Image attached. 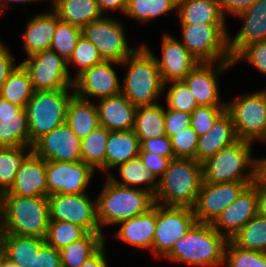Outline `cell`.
<instances>
[{
	"label": "cell",
	"instance_id": "1",
	"mask_svg": "<svg viewBox=\"0 0 266 267\" xmlns=\"http://www.w3.org/2000/svg\"><path fill=\"white\" fill-rule=\"evenodd\" d=\"M0 234L45 239L49 227L48 198L42 196L3 195Z\"/></svg>",
	"mask_w": 266,
	"mask_h": 267
},
{
	"label": "cell",
	"instance_id": "2",
	"mask_svg": "<svg viewBox=\"0 0 266 267\" xmlns=\"http://www.w3.org/2000/svg\"><path fill=\"white\" fill-rule=\"evenodd\" d=\"M227 241L211 223L196 221L166 257L198 267L222 266Z\"/></svg>",
	"mask_w": 266,
	"mask_h": 267
},
{
	"label": "cell",
	"instance_id": "3",
	"mask_svg": "<svg viewBox=\"0 0 266 267\" xmlns=\"http://www.w3.org/2000/svg\"><path fill=\"white\" fill-rule=\"evenodd\" d=\"M203 183L202 163L191 158H175L159 179L155 203L165 206L193 207Z\"/></svg>",
	"mask_w": 266,
	"mask_h": 267
},
{
	"label": "cell",
	"instance_id": "4",
	"mask_svg": "<svg viewBox=\"0 0 266 267\" xmlns=\"http://www.w3.org/2000/svg\"><path fill=\"white\" fill-rule=\"evenodd\" d=\"M120 64H129L121 93L136 107L157 104L165 88L154 54L145 43Z\"/></svg>",
	"mask_w": 266,
	"mask_h": 267
},
{
	"label": "cell",
	"instance_id": "5",
	"mask_svg": "<svg viewBox=\"0 0 266 267\" xmlns=\"http://www.w3.org/2000/svg\"><path fill=\"white\" fill-rule=\"evenodd\" d=\"M100 225L118 224L147 212L155 204L154 195L143 188H131L113 182L109 177L97 198Z\"/></svg>",
	"mask_w": 266,
	"mask_h": 267
},
{
	"label": "cell",
	"instance_id": "6",
	"mask_svg": "<svg viewBox=\"0 0 266 267\" xmlns=\"http://www.w3.org/2000/svg\"><path fill=\"white\" fill-rule=\"evenodd\" d=\"M252 144L239 139L207 158L202 162L203 182H254L255 159L251 157ZM249 168L251 171L243 174Z\"/></svg>",
	"mask_w": 266,
	"mask_h": 267
},
{
	"label": "cell",
	"instance_id": "7",
	"mask_svg": "<svg viewBox=\"0 0 266 267\" xmlns=\"http://www.w3.org/2000/svg\"><path fill=\"white\" fill-rule=\"evenodd\" d=\"M69 88L34 91L25 110L29 126V146L41 136L51 132L66 121L67 107L74 96Z\"/></svg>",
	"mask_w": 266,
	"mask_h": 267
},
{
	"label": "cell",
	"instance_id": "8",
	"mask_svg": "<svg viewBox=\"0 0 266 267\" xmlns=\"http://www.w3.org/2000/svg\"><path fill=\"white\" fill-rule=\"evenodd\" d=\"M182 44L199 62L232 61L225 24H181Z\"/></svg>",
	"mask_w": 266,
	"mask_h": 267
},
{
	"label": "cell",
	"instance_id": "9",
	"mask_svg": "<svg viewBox=\"0 0 266 267\" xmlns=\"http://www.w3.org/2000/svg\"><path fill=\"white\" fill-rule=\"evenodd\" d=\"M196 221L191 207L156 204V228L152 247L155 257H166Z\"/></svg>",
	"mask_w": 266,
	"mask_h": 267
},
{
	"label": "cell",
	"instance_id": "10",
	"mask_svg": "<svg viewBox=\"0 0 266 267\" xmlns=\"http://www.w3.org/2000/svg\"><path fill=\"white\" fill-rule=\"evenodd\" d=\"M30 76L34 91H50L72 88L74 78L70 76L67 61L56 52L44 50L21 62Z\"/></svg>",
	"mask_w": 266,
	"mask_h": 267
},
{
	"label": "cell",
	"instance_id": "11",
	"mask_svg": "<svg viewBox=\"0 0 266 267\" xmlns=\"http://www.w3.org/2000/svg\"><path fill=\"white\" fill-rule=\"evenodd\" d=\"M238 139L253 142L262 135L266 118V90L244 95L226 103Z\"/></svg>",
	"mask_w": 266,
	"mask_h": 267
},
{
	"label": "cell",
	"instance_id": "12",
	"mask_svg": "<svg viewBox=\"0 0 266 267\" xmlns=\"http://www.w3.org/2000/svg\"><path fill=\"white\" fill-rule=\"evenodd\" d=\"M47 198L50 220L70 222L87 232H102L97 217V201L93 203L87 193H57Z\"/></svg>",
	"mask_w": 266,
	"mask_h": 267
},
{
	"label": "cell",
	"instance_id": "13",
	"mask_svg": "<svg viewBox=\"0 0 266 267\" xmlns=\"http://www.w3.org/2000/svg\"><path fill=\"white\" fill-rule=\"evenodd\" d=\"M122 27L117 20L102 17L85 25L81 34L96 46L103 60L121 63L136 50L128 46Z\"/></svg>",
	"mask_w": 266,
	"mask_h": 267
},
{
	"label": "cell",
	"instance_id": "14",
	"mask_svg": "<svg viewBox=\"0 0 266 267\" xmlns=\"http://www.w3.org/2000/svg\"><path fill=\"white\" fill-rule=\"evenodd\" d=\"M253 182L206 183L199 190L192 207L198 222L212 223L239 194Z\"/></svg>",
	"mask_w": 266,
	"mask_h": 267
},
{
	"label": "cell",
	"instance_id": "15",
	"mask_svg": "<svg viewBox=\"0 0 266 267\" xmlns=\"http://www.w3.org/2000/svg\"><path fill=\"white\" fill-rule=\"evenodd\" d=\"M32 153L45 161L81 160V139L67 123L59 125L32 144Z\"/></svg>",
	"mask_w": 266,
	"mask_h": 267
},
{
	"label": "cell",
	"instance_id": "16",
	"mask_svg": "<svg viewBox=\"0 0 266 267\" xmlns=\"http://www.w3.org/2000/svg\"><path fill=\"white\" fill-rule=\"evenodd\" d=\"M94 170L83 161H46L47 187L51 194H82Z\"/></svg>",
	"mask_w": 266,
	"mask_h": 267
},
{
	"label": "cell",
	"instance_id": "17",
	"mask_svg": "<svg viewBox=\"0 0 266 267\" xmlns=\"http://www.w3.org/2000/svg\"><path fill=\"white\" fill-rule=\"evenodd\" d=\"M111 63L119 62L103 60L74 78V95L88 100V96L107 98L121 93V86Z\"/></svg>",
	"mask_w": 266,
	"mask_h": 267
},
{
	"label": "cell",
	"instance_id": "18",
	"mask_svg": "<svg viewBox=\"0 0 266 267\" xmlns=\"http://www.w3.org/2000/svg\"><path fill=\"white\" fill-rule=\"evenodd\" d=\"M212 62H199L183 79L199 106H226L219 99L218 78L231 67L232 61H220L214 70Z\"/></svg>",
	"mask_w": 266,
	"mask_h": 267
},
{
	"label": "cell",
	"instance_id": "19",
	"mask_svg": "<svg viewBox=\"0 0 266 267\" xmlns=\"http://www.w3.org/2000/svg\"><path fill=\"white\" fill-rule=\"evenodd\" d=\"M258 214L256 188L251 184L228 205L211 225L230 240L248 221ZM219 228L225 229V233Z\"/></svg>",
	"mask_w": 266,
	"mask_h": 267
},
{
	"label": "cell",
	"instance_id": "20",
	"mask_svg": "<svg viewBox=\"0 0 266 267\" xmlns=\"http://www.w3.org/2000/svg\"><path fill=\"white\" fill-rule=\"evenodd\" d=\"M154 57L164 83V88H167V83L183 80L199 63L182 42L174 39L171 35L163 37L162 59L158 60L156 56Z\"/></svg>",
	"mask_w": 266,
	"mask_h": 267
},
{
	"label": "cell",
	"instance_id": "21",
	"mask_svg": "<svg viewBox=\"0 0 266 267\" xmlns=\"http://www.w3.org/2000/svg\"><path fill=\"white\" fill-rule=\"evenodd\" d=\"M236 16L244 19V25L233 39L228 36V50L232 59L244 47L266 40V0H257Z\"/></svg>",
	"mask_w": 266,
	"mask_h": 267
},
{
	"label": "cell",
	"instance_id": "22",
	"mask_svg": "<svg viewBox=\"0 0 266 267\" xmlns=\"http://www.w3.org/2000/svg\"><path fill=\"white\" fill-rule=\"evenodd\" d=\"M3 195L48 197L46 161L31 153L17 171L13 185Z\"/></svg>",
	"mask_w": 266,
	"mask_h": 267
},
{
	"label": "cell",
	"instance_id": "23",
	"mask_svg": "<svg viewBox=\"0 0 266 267\" xmlns=\"http://www.w3.org/2000/svg\"><path fill=\"white\" fill-rule=\"evenodd\" d=\"M19 146H29L26 110L0 97V147Z\"/></svg>",
	"mask_w": 266,
	"mask_h": 267
},
{
	"label": "cell",
	"instance_id": "24",
	"mask_svg": "<svg viewBox=\"0 0 266 267\" xmlns=\"http://www.w3.org/2000/svg\"><path fill=\"white\" fill-rule=\"evenodd\" d=\"M100 125L109 131L134 129L135 112L133 105L122 93L100 99L96 104Z\"/></svg>",
	"mask_w": 266,
	"mask_h": 267
},
{
	"label": "cell",
	"instance_id": "25",
	"mask_svg": "<svg viewBox=\"0 0 266 267\" xmlns=\"http://www.w3.org/2000/svg\"><path fill=\"white\" fill-rule=\"evenodd\" d=\"M238 140L231 116L225 110L214 122L212 128L199 137L196 161L202 163Z\"/></svg>",
	"mask_w": 266,
	"mask_h": 267
},
{
	"label": "cell",
	"instance_id": "26",
	"mask_svg": "<svg viewBox=\"0 0 266 267\" xmlns=\"http://www.w3.org/2000/svg\"><path fill=\"white\" fill-rule=\"evenodd\" d=\"M116 237L139 248L152 249L156 228V203L147 212L119 222Z\"/></svg>",
	"mask_w": 266,
	"mask_h": 267
},
{
	"label": "cell",
	"instance_id": "27",
	"mask_svg": "<svg viewBox=\"0 0 266 267\" xmlns=\"http://www.w3.org/2000/svg\"><path fill=\"white\" fill-rule=\"evenodd\" d=\"M59 22L60 19L53 10L36 15L28 22L23 34L24 49L28 57L50 49Z\"/></svg>",
	"mask_w": 266,
	"mask_h": 267
},
{
	"label": "cell",
	"instance_id": "28",
	"mask_svg": "<svg viewBox=\"0 0 266 267\" xmlns=\"http://www.w3.org/2000/svg\"><path fill=\"white\" fill-rule=\"evenodd\" d=\"M52 9L60 21L81 29L104 15L97 0H57Z\"/></svg>",
	"mask_w": 266,
	"mask_h": 267
},
{
	"label": "cell",
	"instance_id": "29",
	"mask_svg": "<svg viewBox=\"0 0 266 267\" xmlns=\"http://www.w3.org/2000/svg\"><path fill=\"white\" fill-rule=\"evenodd\" d=\"M180 24H225L218 0H177Z\"/></svg>",
	"mask_w": 266,
	"mask_h": 267
},
{
	"label": "cell",
	"instance_id": "30",
	"mask_svg": "<svg viewBox=\"0 0 266 267\" xmlns=\"http://www.w3.org/2000/svg\"><path fill=\"white\" fill-rule=\"evenodd\" d=\"M140 140L133 130L110 131L106 148V171L139 156Z\"/></svg>",
	"mask_w": 266,
	"mask_h": 267
},
{
	"label": "cell",
	"instance_id": "31",
	"mask_svg": "<svg viewBox=\"0 0 266 267\" xmlns=\"http://www.w3.org/2000/svg\"><path fill=\"white\" fill-rule=\"evenodd\" d=\"M5 257L20 267H33L35 255L38 254L45 239L40 237L0 234Z\"/></svg>",
	"mask_w": 266,
	"mask_h": 267
},
{
	"label": "cell",
	"instance_id": "32",
	"mask_svg": "<svg viewBox=\"0 0 266 267\" xmlns=\"http://www.w3.org/2000/svg\"><path fill=\"white\" fill-rule=\"evenodd\" d=\"M79 139L87 137L100 126L96 104L73 96L68 104L66 121Z\"/></svg>",
	"mask_w": 266,
	"mask_h": 267
},
{
	"label": "cell",
	"instance_id": "33",
	"mask_svg": "<svg viewBox=\"0 0 266 267\" xmlns=\"http://www.w3.org/2000/svg\"><path fill=\"white\" fill-rule=\"evenodd\" d=\"M165 108L159 103L138 106L135 112L134 133L139 139L167 136L164 122Z\"/></svg>",
	"mask_w": 266,
	"mask_h": 267
},
{
	"label": "cell",
	"instance_id": "34",
	"mask_svg": "<svg viewBox=\"0 0 266 267\" xmlns=\"http://www.w3.org/2000/svg\"><path fill=\"white\" fill-rule=\"evenodd\" d=\"M104 239L102 232H88L81 239L62 248V267H80L105 244Z\"/></svg>",
	"mask_w": 266,
	"mask_h": 267
},
{
	"label": "cell",
	"instance_id": "35",
	"mask_svg": "<svg viewBox=\"0 0 266 267\" xmlns=\"http://www.w3.org/2000/svg\"><path fill=\"white\" fill-rule=\"evenodd\" d=\"M33 92L34 89L29 73L20 63L14 68L0 88V97L7 102L25 108Z\"/></svg>",
	"mask_w": 266,
	"mask_h": 267
},
{
	"label": "cell",
	"instance_id": "36",
	"mask_svg": "<svg viewBox=\"0 0 266 267\" xmlns=\"http://www.w3.org/2000/svg\"><path fill=\"white\" fill-rule=\"evenodd\" d=\"M110 131L100 125L87 137L81 139V161L95 168L106 171V148Z\"/></svg>",
	"mask_w": 266,
	"mask_h": 267
},
{
	"label": "cell",
	"instance_id": "37",
	"mask_svg": "<svg viewBox=\"0 0 266 267\" xmlns=\"http://www.w3.org/2000/svg\"><path fill=\"white\" fill-rule=\"evenodd\" d=\"M118 166L120 172L119 174L123 182L116 180L113 175L108 174V177L113 182L131 188H135L136 185H140L142 183L145 185L147 184V186L144 187L145 190L151 192L153 195L155 194L158 188L159 179H156L155 175L148 170L139 156Z\"/></svg>",
	"mask_w": 266,
	"mask_h": 267
},
{
	"label": "cell",
	"instance_id": "38",
	"mask_svg": "<svg viewBox=\"0 0 266 267\" xmlns=\"http://www.w3.org/2000/svg\"><path fill=\"white\" fill-rule=\"evenodd\" d=\"M230 241L240 248L266 253V216H254Z\"/></svg>",
	"mask_w": 266,
	"mask_h": 267
},
{
	"label": "cell",
	"instance_id": "39",
	"mask_svg": "<svg viewBox=\"0 0 266 267\" xmlns=\"http://www.w3.org/2000/svg\"><path fill=\"white\" fill-rule=\"evenodd\" d=\"M31 153V146L0 147V190L3 193L13 185L17 171Z\"/></svg>",
	"mask_w": 266,
	"mask_h": 267
},
{
	"label": "cell",
	"instance_id": "40",
	"mask_svg": "<svg viewBox=\"0 0 266 267\" xmlns=\"http://www.w3.org/2000/svg\"><path fill=\"white\" fill-rule=\"evenodd\" d=\"M177 8V0H127L125 15L148 22Z\"/></svg>",
	"mask_w": 266,
	"mask_h": 267
},
{
	"label": "cell",
	"instance_id": "41",
	"mask_svg": "<svg viewBox=\"0 0 266 267\" xmlns=\"http://www.w3.org/2000/svg\"><path fill=\"white\" fill-rule=\"evenodd\" d=\"M87 233L79 225L65 221L50 220L45 242L60 251L62 248L81 239Z\"/></svg>",
	"mask_w": 266,
	"mask_h": 267
},
{
	"label": "cell",
	"instance_id": "42",
	"mask_svg": "<svg viewBox=\"0 0 266 267\" xmlns=\"http://www.w3.org/2000/svg\"><path fill=\"white\" fill-rule=\"evenodd\" d=\"M81 35V28L60 21L49 50L68 61Z\"/></svg>",
	"mask_w": 266,
	"mask_h": 267
},
{
	"label": "cell",
	"instance_id": "43",
	"mask_svg": "<svg viewBox=\"0 0 266 267\" xmlns=\"http://www.w3.org/2000/svg\"><path fill=\"white\" fill-rule=\"evenodd\" d=\"M223 264L225 267H266V253L240 248L228 240Z\"/></svg>",
	"mask_w": 266,
	"mask_h": 267
},
{
	"label": "cell",
	"instance_id": "44",
	"mask_svg": "<svg viewBox=\"0 0 266 267\" xmlns=\"http://www.w3.org/2000/svg\"><path fill=\"white\" fill-rule=\"evenodd\" d=\"M103 61L96 46L86 39L83 35L79 37L76 47L72 52L67 64L74 63L79 67L76 77L83 71L90 69L95 64Z\"/></svg>",
	"mask_w": 266,
	"mask_h": 267
},
{
	"label": "cell",
	"instance_id": "45",
	"mask_svg": "<svg viewBox=\"0 0 266 267\" xmlns=\"http://www.w3.org/2000/svg\"><path fill=\"white\" fill-rule=\"evenodd\" d=\"M173 85L167 91L168 109L192 113L199 105L183 80L172 81Z\"/></svg>",
	"mask_w": 266,
	"mask_h": 267
},
{
	"label": "cell",
	"instance_id": "46",
	"mask_svg": "<svg viewBox=\"0 0 266 267\" xmlns=\"http://www.w3.org/2000/svg\"><path fill=\"white\" fill-rule=\"evenodd\" d=\"M170 140L175 158H191L196 160L199 136L191 126L171 136Z\"/></svg>",
	"mask_w": 266,
	"mask_h": 267
},
{
	"label": "cell",
	"instance_id": "47",
	"mask_svg": "<svg viewBox=\"0 0 266 267\" xmlns=\"http://www.w3.org/2000/svg\"><path fill=\"white\" fill-rule=\"evenodd\" d=\"M226 110V106H198L191 113V127L202 136L213 126L217 118Z\"/></svg>",
	"mask_w": 266,
	"mask_h": 267
},
{
	"label": "cell",
	"instance_id": "48",
	"mask_svg": "<svg viewBox=\"0 0 266 267\" xmlns=\"http://www.w3.org/2000/svg\"><path fill=\"white\" fill-rule=\"evenodd\" d=\"M248 61L258 71L266 74V40L252 43L244 47L233 59V64L241 60Z\"/></svg>",
	"mask_w": 266,
	"mask_h": 267
},
{
	"label": "cell",
	"instance_id": "49",
	"mask_svg": "<svg viewBox=\"0 0 266 267\" xmlns=\"http://www.w3.org/2000/svg\"><path fill=\"white\" fill-rule=\"evenodd\" d=\"M164 122L166 134L170 138L191 126V114L165 108Z\"/></svg>",
	"mask_w": 266,
	"mask_h": 267
},
{
	"label": "cell",
	"instance_id": "50",
	"mask_svg": "<svg viewBox=\"0 0 266 267\" xmlns=\"http://www.w3.org/2000/svg\"><path fill=\"white\" fill-rule=\"evenodd\" d=\"M140 151L151 152L170 160L175 159L171 147V140L168 136H161L152 139H139Z\"/></svg>",
	"mask_w": 266,
	"mask_h": 267
},
{
	"label": "cell",
	"instance_id": "51",
	"mask_svg": "<svg viewBox=\"0 0 266 267\" xmlns=\"http://www.w3.org/2000/svg\"><path fill=\"white\" fill-rule=\"evenodd\" d=\"M33 267H62L61 252L45 242L35 255Z\"/></svg>",
	"mask_w": 266,
	"mask_h": 267
},
{
	"label": "cell",
	"instance_id": "52",
	"mask_svg": "<svg viewBox=\"0 0 266 267\" xmlns=\"http://www.w3.org/2000/svg\"><path fill=\"white\" fill-rule=\"evenodd\" d=\"M139 157L148 168V170L152 172L156 178L157 176H160L158 177V179L161 178L165 173L170 162L169 158H165L163 156L146 151H140Z\"/></svg>",
	"mask_w": 266,
	"mask_h": 267
},
{
	"label": "cell",
	"instance_id": "53",
	"mask_svg": "<svg viewBox=\"0 0 266 267\" xmlns=\"http://www.w3.org/2000/svg\"><path fill=\"white\" fill-rule=\"evenodd\" d=\"M1 42L2 41L0 40V88L5 83L10 73L17 66L14 63V57Z\"/></svg>",
	"mask_w": 266,
	"mask_h": 267
},
{
	"label": "cell",
	"instance_id": "54",
	"mask_svg": "<svg viewBox=\"0 0 266 267\" xmlns=\"http://www.w3.org/2000/svg\"><path fill=\"white\" fill-rule=\"evenodd\" d=\"M256 1L257 0H218V3L223 16H225V12H227V14L237 15L248 9Z\"/></svg>",
	"mask_w": 266,
	"mask_h": 267
},
{
	"label": "cell",
	"instance_id": "55",
	"mask_svg": "<svg viewBox=\"0 0 266 267\" xmlns=\"http://www.w3.org/2000/svg\"><path fill=\"white\" fill-rule=\"evenodd\" d=\"M105 244L91 257H89L80 267H108Z\"/></svg>",
	"mask_w": 266,
	"mask_h": 267
},
{
	"label": "cell",
	"instance_id": "56",
	"mask_svg": "<svg viewBox=\"0 0 266 267\" xmlns=\"http://www.w3.org/2000/svg\"><path fill=\"white\" fill-rule=\"evenodd\" d=\"M252 185H266V158L255 159L254 182Z\"/></svg>",
	"mask_w": 266,
	"mask_h": 267
},
{
	"label": "cell",
	"instance_id": "57",
	"mask_svg": "<svg viewBox=\"0 0 266 267\" xmlns=\"http://www.w3.org/2000/svg\"><path fill=\"white\" fill-rule=\"evenodd\" d=\"M99 9L102 13L104 10H120L125 13L127 0H97Z\"/></svg>",
	"mask_w": 266,
	"mask_h": 267
},
{
	"label": "cell",
	"instance_id": "58",
	"mask_svg": "<svg viewBox=\"0 0 266 267\" xmlns=\"http://www.w3.org/2000/svg\"><path fill=\"white\" fill-rule=\"evenodd\" d=\"M256 188L258 214L266 216V185H253Z\"/></svg>",
	"mask_w": 266,
	"mask_h": 267
},
{
	"label": "cell",
	"instance_id": "59",
	"mask_svg": "<svg viewBox=\"0 0 266 267\" xmlns=\"http://www.w3.org/2000/svg\"><path fill=\"white\" fill-rule=\"evenodd\" d=\"M1 267H20L17 263L12 262L8 258L4 256L2 262H1Z\"/></svg>",
	"mask_w": 266,
	"mask_h": 267
},
{
	"label": "cell",
	"instance_id": "60",
	"mask_svg": "<svg viewBox=\"0 0 266 267\" xmlns=\"http://www.w3.org/2000/svg\"><path fill=\"white\" fill-rule=\"evenodd\" d=\"M1 2H2V4L4 5V4H6L5 6H6V9H8V7L7 6H9L8 4H7V2H9V1H12V2H21V3H25V2H37V1H39V0H0Z\"/></svg>",
	"mask_w": 266,
	"mask_h": 267
},
{
	"label": "cell",
	"instance_id": "61",
	"mask_svg": "<svg viewBox=\"0 0 266 267\" xmlns=\"http://www.w3.org/2000/svg\"><path fill=\"white\" fill-rule=\"evenodd\" d=\"M258 139L266 141V118H265V123L263 126L262 135Z\"/></svg>",
	"mask_w": 266,
	"mask_h": 267
},
{
	"label": "cell",
	"instance_id": "62",
	"mask_svg": "<svg viewBox=\"0 0 266 267\" xmlns=\"http://www.w3.org/2000/svg\"><path fill=\"white\" fill-rule=\"evenodd\" d=\"M4 256H5V252H4L1 240H0V267H1V262H2V260L4 258Z\"/></svg>",
	"mask_w": 266,
	"mask_h": 267
},
{
	"label": "cell",
	"instance_id": "63",
	"mask_svg": "<svg viewBox=\"0 0 266 267\" xmlns=\"http://www.w3.org/2000/svg\"><path fill=\"white\" fill-rule=\"evenodd\" d=\"M2 204H3V192L0 190V217H2Z\"/></svg>",
	"mask_w": 266,
	"mask_h": 267
},
{
	"label": "cell",
	"instance_id": "64",
	"mask_svg": "<svg viewBox=\"0 0 266 267\" xmlns=\"http://www.w3.org/2000/svg\"><path fill=\"white\" fill-rule=\"evenodd\" d=\"M0 4H1V2H0ZM2 12H4V10H3V9L1 10V8H0V14H1Z\"/></svg>",
	"mask_w": 266,
	"mask_h": 267
}]
</instances>
